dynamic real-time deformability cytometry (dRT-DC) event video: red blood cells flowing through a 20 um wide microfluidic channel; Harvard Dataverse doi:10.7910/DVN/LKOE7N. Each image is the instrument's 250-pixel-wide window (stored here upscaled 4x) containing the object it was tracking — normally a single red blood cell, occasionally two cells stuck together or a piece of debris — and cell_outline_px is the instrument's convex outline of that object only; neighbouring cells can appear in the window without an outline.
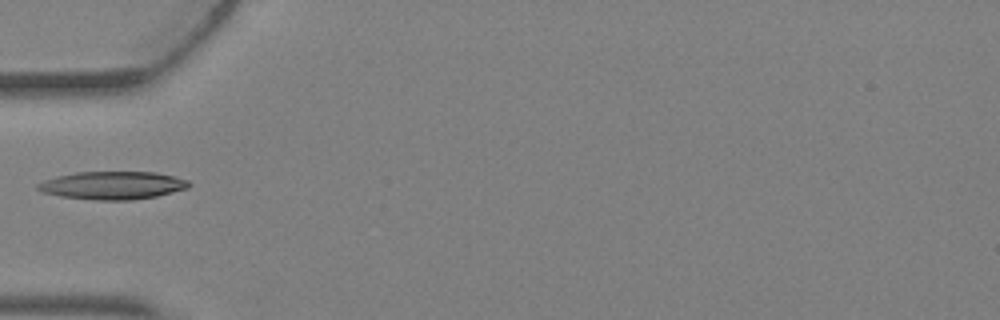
{"species": "Egyptian fruit bat (a non-hibernating species)", "species_latin": "Rousettus aegyptiacus", "temperature_condition": "warm", "stored_images_in_passage": 4, "camera_frame_rate_fps": 3000, "um_per_image_px": 0.085, "animal": {"sex": "female"}, "frame": {"image": 1, "passage_image": 4, "time_ms": 1.0, "image_size_px": [1000, 320], "cell_outline_px": [[192, 184], [188, 188], [156, 196], [132, 200], [96, 200], [60, 196], [44, 192], [36, 188], [36, 184], [44, 180], [56, 176], [76, 172], [156, 172], [176, 176], [188, 180]], "centroid_in_image_um": [9.59, 15.75], "position_along_channel_um": 75.4, "area_um2": 24.68}}